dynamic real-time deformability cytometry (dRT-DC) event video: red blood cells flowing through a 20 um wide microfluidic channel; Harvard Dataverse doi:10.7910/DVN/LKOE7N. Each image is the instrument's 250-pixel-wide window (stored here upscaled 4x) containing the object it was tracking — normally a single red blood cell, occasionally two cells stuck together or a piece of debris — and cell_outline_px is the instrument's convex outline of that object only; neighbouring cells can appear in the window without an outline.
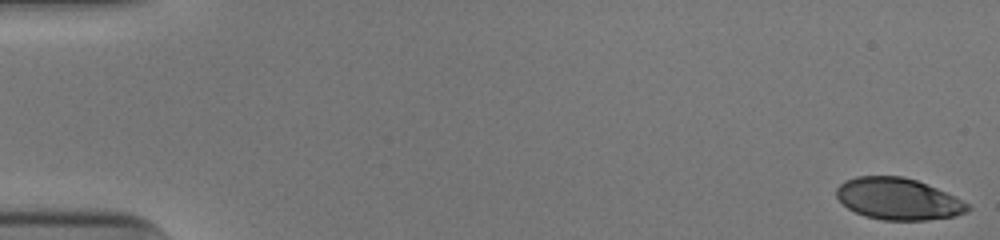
{"species": "human", "species_latin": "Homo sapiens", "temperature_condition": "cold", "stored_images_in_passage": 52, "camera_frame_rate_fps": 3000, "um_per_image_px": 0.085, "donor": {"sex": "male"}, "frame": {"image": 1, "passage_image": 1, "time_ms": 0.0, "image_size_px": [1000, 240], "cell_outline_px": [[972, 208], [968, 212], [956, 216], [924, 220], [884, 220], [864, 216], [848, 208], [836, 196], [836, 188], [844, 180], [856, 176], [904, 176], [916, 180], [936, 188], [968, 204]], "centroid_in_image_um": [76.32, 16.91], "position_along_channel_um": 8.7, "area_um2": 31.73}}
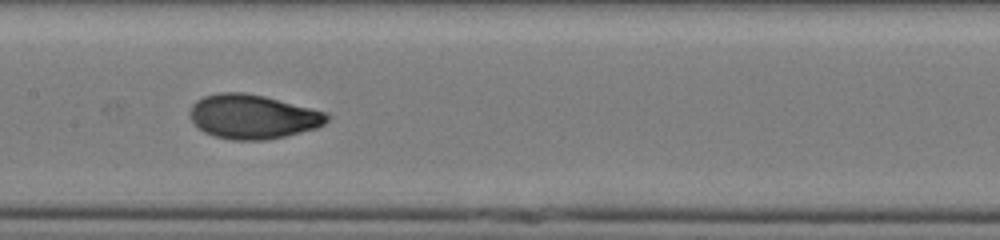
{"frame": {"image": 2, "passage_image": 27, "time_ms": 8.667, "image_size_px": [1000, 240], "cell_outline_px": [[328, 120], [324, 124], [316, 128], [284, 136], [264, 140], [232, 140], [216, 136], [204, 132], [192, 120], [188, 112], [192, 104], [196, 100], [204, 96], [220, 92], [244, 92], [264, 96], [328, 112]], "centroid_in_image_um": [21.48, 9.9], "position_along_channel_um": 185.9, "area_um2": 35.26}}
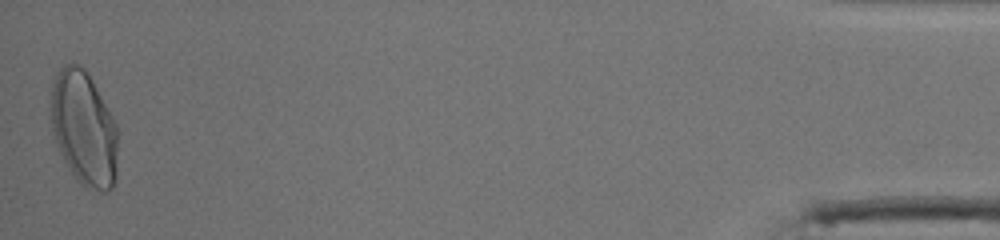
{"frame": {"image": 3, "passage_image": 52, "time_ms": 17.0, "image_size_px": [1000, 240], "cell_outline_px": [[120, 132], [116, 180], [112, 188], [104, 192], [100, 192], [80, 184], [64, 160], [60, 152], [48, 116], [52, 80], [60, 68], [64, 64], [76, 64], [84, 68], [88, 72], [112, 116]], "centroid_in_image_um": [7.14, 10.91], "position_along_channel_um": 428.1, "area_um2": 45.66}, "authors_computed_cell_mechanics": {"area_um2": 34.2754, "velocity_mm_per_s": 3.9472, "shape_relaxation_time_tau1_ms": 4.6423, "shape_relaxation_time_tau2_ms": null, "deformation_change_tau1": 0.1865, "deformation_change_tau2": null}}